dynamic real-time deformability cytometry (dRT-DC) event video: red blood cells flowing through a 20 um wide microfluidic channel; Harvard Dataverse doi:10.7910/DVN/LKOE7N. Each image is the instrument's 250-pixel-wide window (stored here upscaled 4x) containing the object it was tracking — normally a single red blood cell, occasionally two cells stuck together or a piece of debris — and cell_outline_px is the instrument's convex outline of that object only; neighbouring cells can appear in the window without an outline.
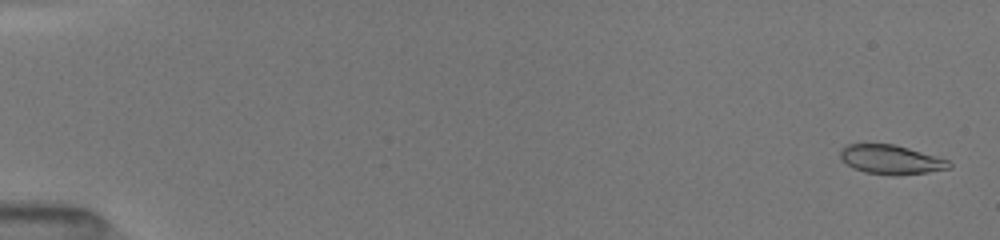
{"species": "common noctule bat (a hibernating species)", "species_latin": "Nyctalus noctula", "temperature_condition": "room temperature", "stored_images_in_passage": 26, "camera_frame_rate_fps": 3000, "um_per_image_px": 0.085, "animal": {"sex": "female", "body_mass_g": 19.5, "forearm_length_mm": 54.1}, "frame": {"image": 1, "passage_image": 2, "time_ms": 0.333, "image_size_px": [1000, 240], "cell_outline_px": [[952, 168], [928, 172], [896, 176], [864, 172], [840, 160], [840, 152], [848, 144], [892, 144], [908, 148], [948, 160], [952, 164]], "centroid_in_image_um": [75.75, 13.58], "position_along_channel_um": 9.2, "area_um2": 18.32}}
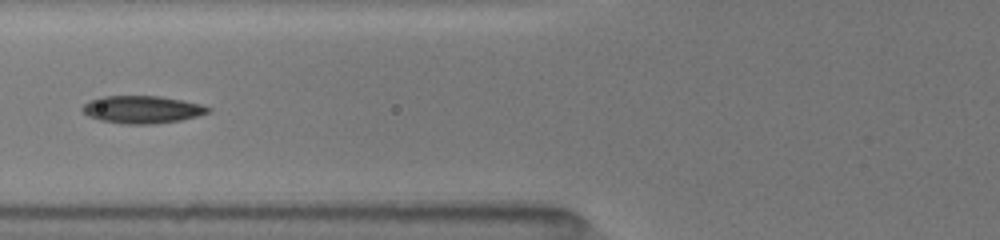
{"frame": {"image": 2, "passage_image": 18, "time_ms": 7.0, "image_size_px": [1000, 240], "cell_outline_px": [[212, 112], [180, 120], [152, 124], [124, 124], [100, 120], [88, 116], [80, 108], [88, 100], [100, 96], [160, 96], [184, 100], [204, 104], [212, 108]], "centroid_in_image_um": [12.1, 9.3], "position_along_channel_um": 113.7, "area_um2": 20.46}}
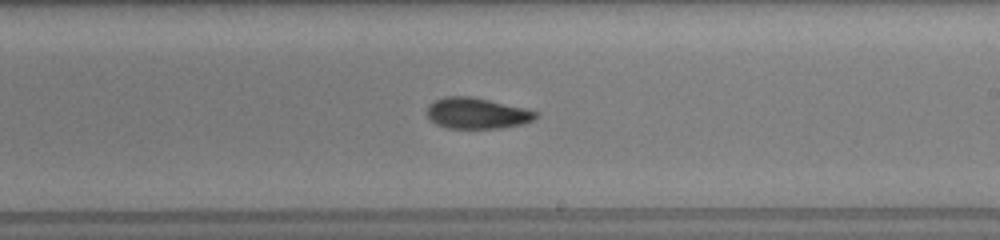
{"frame": {"image": 3, "passage_image": 25, "time_ms": 10.333, "image_size_px": [1000, 240], "cell_outline_px": [[540, 116], [524, 124], [500, 128], [448, 128], [436, 124], [428, 120], [428, 104], [444, 96], [472, 96], [524, 108], [540, 112]], "centroid_in_image_um": [40.55, 9.63], "position_along_channel_um": 248.4, "area_um2": 19.77}}